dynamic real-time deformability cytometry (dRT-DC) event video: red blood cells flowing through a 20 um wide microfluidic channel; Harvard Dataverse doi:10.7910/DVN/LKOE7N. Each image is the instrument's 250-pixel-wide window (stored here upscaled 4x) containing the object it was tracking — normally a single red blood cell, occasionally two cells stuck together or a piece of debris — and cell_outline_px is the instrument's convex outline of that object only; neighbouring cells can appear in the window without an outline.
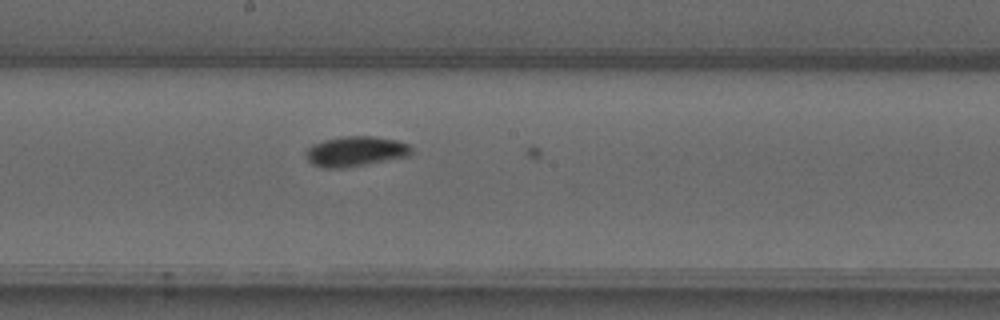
{"species": "common noctule bat (a hibernating species)", "species_latin": "Nyctalus noctula", "temperature_condition": "warm", "stored_images_in_passage": 13, "camera_frame_rate_fps": 3000, "um_per_image_px": 0.085, "animal": {"sex": "male", "forearm_length_mm": 52.5}, "frame": {"image": 1, "passage_image": 12, "time_ms": 3.667, "image_size_px": [1000, 320], "cell_outline_px": [[412, 152], [408, 156], [344, 168], [320, 168], [312, 164], [304, 156], [304, 152], [312, 144], [324, 140], [340, 136], [372, 136], [396, 140], [408, 144], [412, 148]], "centroid_in_image_um": [30.16, 12.86], "position_along_channel_um": 218.0, "area_um2": 18.61}}